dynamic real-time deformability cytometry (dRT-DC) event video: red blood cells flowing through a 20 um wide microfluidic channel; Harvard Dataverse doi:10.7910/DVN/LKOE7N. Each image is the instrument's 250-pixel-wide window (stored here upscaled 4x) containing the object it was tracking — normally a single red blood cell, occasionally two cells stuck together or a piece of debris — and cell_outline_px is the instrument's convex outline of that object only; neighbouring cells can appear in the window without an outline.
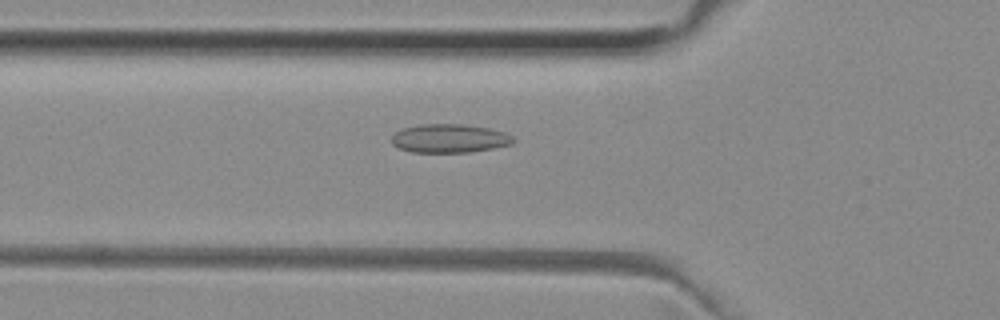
{"species": "common noctule bat (a hibernating species)", "species_latin": "Nyctalus noctula", "temperature_condition": "room temperature", "stored_images_in_passage": 52, "camera_frame_rate_fps": 3000, "um_per_image_px": 0.085, "animal": {"sex": "female", "body_mass_g": 29.2, "forearm_length_mm": 56.3}, "frame": {"image": 1, "passage_image": 18, "time_ms": 5.667, "image_size_px": [1000, 320], "cell_outline_px": [[516, 140], [512, 144], [492, 148], [468, 152], [412, 152], [400, 148], [392, 144], [392, 136], [400, 128], [420, 124], [464, 124], [488, 128], [504, 132], [512, 136]], "centroid_in_image_um": [38.19, 11.75], "position_along_channel_um": 87.6, "area_um2": 20.29}}
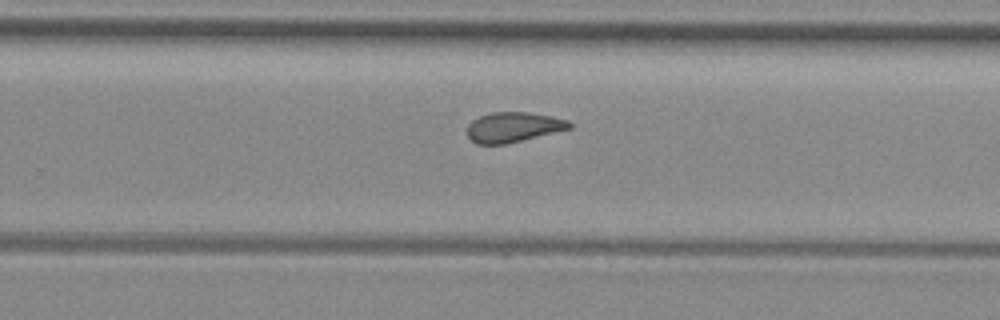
{"frame": {"image": 2, "passage_image": 33, "time_ms": 10.667, "image_size_px": [1000, 320], "cell_outline_px": [[572, 128], [504, 144], [476, 144], [468, 136], [468, 124], [472, 120], [480, 116], [492, 112], [528, 112], [552, 116], [568, 120], [572, 124]], "centroid_in_image_um": [43.63, 10.8], "position_along_channel_um": 286.2, "area_um2": 17.74}}
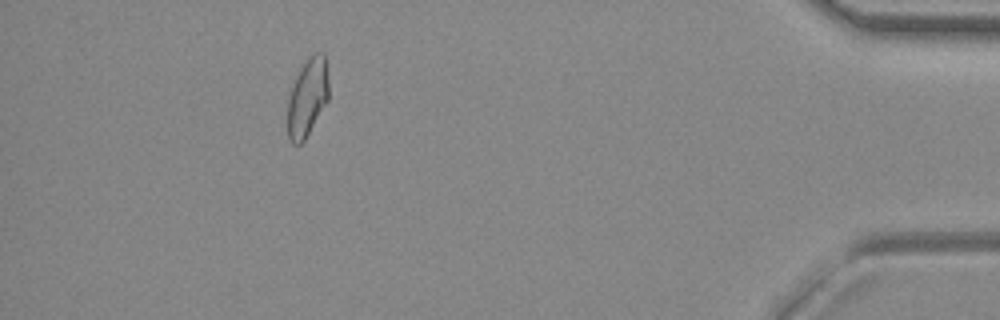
{"frame": {"image": 3, "passage_image": 47, "time_ms": 15.333, "image_size_px": [1000, 320], "cell_outline_px": [[328, 100], [304, 140], [300, 144], [292, 144], [288, 140], [288, 92], [300, 68], [308, 56], [312, 52], [324, 52], [328, 76]], "centroid_in_image_um": [26.12, 8.24], "position_along_channel_um": 409.1, "area_um2": 18.9}, "authors_computed_cell_mechanics": {"area_um2": 19.1607, "velocity_mm_per_s": 3.9764, "shape_relaxation_time_tau1_ms": null, "shape_relaxation_time_tau2_ms": 2.3415, "deformation_change_tau1": null, "deformation_change_tau2": 0.0841}}